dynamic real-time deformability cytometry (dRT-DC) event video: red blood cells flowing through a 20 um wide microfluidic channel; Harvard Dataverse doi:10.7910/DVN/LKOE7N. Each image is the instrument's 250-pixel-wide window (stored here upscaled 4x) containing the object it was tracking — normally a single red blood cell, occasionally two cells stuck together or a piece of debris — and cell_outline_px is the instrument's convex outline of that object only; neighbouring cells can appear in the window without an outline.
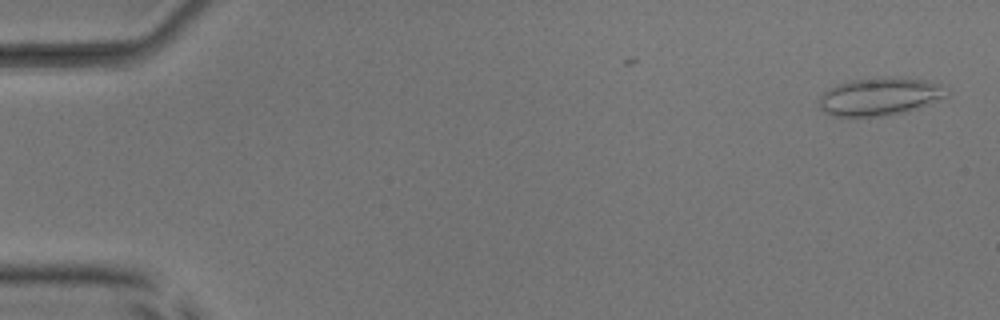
{"species": "common noctule bat (a hibernating species)", "species_latin": "Nyctalus noctula", "temperature_condition": "room temperature", "stored_images_in_passage": 9, "camera_frame_rate_fps": 3000, "um_per_image_px": 0.085, "animal": {"sex": "male", "body_mass_g": 17.9, "forearm_length_mm": 54.2}, "frame": {"image": 1, "passage_image": 2, "time_ms": 0.333, "image_size_px": [1000, 320], "cell_outline_px": [[948, 96], [916, 108], [904, 112], [880, 116], [832, 116], [824, 112], [820, 108], [820, 96], [824, 92], [848, 80], [892, 76], [900, 76], [928, 80], [948, 88]], "centroid_in_image_um": [74.81, 8.18], "position_along_channel_um": 10.2, "area_um2": 28.15}}